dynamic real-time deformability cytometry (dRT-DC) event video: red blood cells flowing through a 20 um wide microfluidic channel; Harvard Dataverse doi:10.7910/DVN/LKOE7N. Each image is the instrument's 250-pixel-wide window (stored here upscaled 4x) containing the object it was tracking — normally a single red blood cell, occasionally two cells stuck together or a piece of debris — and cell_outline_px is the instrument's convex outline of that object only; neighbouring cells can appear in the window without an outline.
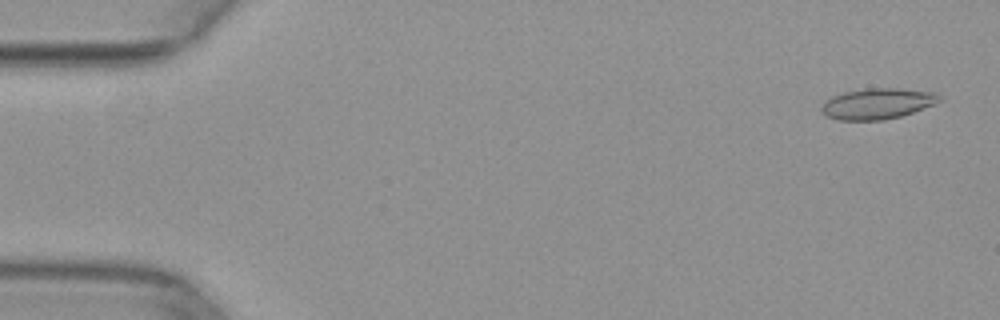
{"species": "common noctule bat (a hibernating species)", "species_latin": "Nyctalus noctula", "temperature_condition": "warm", "stored_images_in_passage": 50, "camera_frame_rate_fps": 3000, "um_per_image_px": 0.085, "animal": {"sex": "female", "body_mass_g": 29.2, "forearm_length_mm": 56.3}, "frame": {"image": 1, "passage_image": 2, "time_ms": 0.333, "image_size_px": [1000, 320], "cell_outline_px": [[944, 100], [936, 104], [900, 116], [884, 120], [836, 120], [824, 116], [820, 108], [832, 96], [844, 92], [868, 88], [896, 88], [936, 92]], "centroid_in_image_um": [74.61, 8.81], "position_along_channel_um": 10.4, "area_um2": 21.27}}
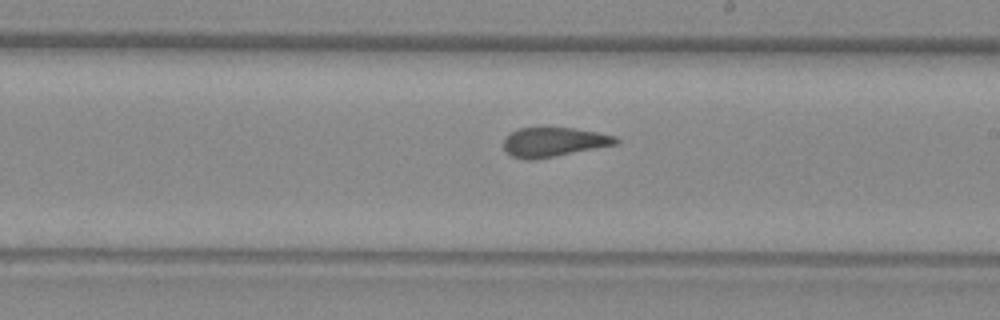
{"frame": {"image": 2, "passage_image": 29, "time_ms": 9.333, "image_size_px": [1000, 320], "cell_outline_px": [[620, 140], [616, 144], [536, 160], [524, 160], [512, 156], [504, 148], [504, 136], [520, 128], [544, 124], [572, 128], [596, 132], [616, 136]], "centroid_in_image_um": [47.02, 12.03], "position_along_channel_um": 242.0, "area_um2": 19.83}}
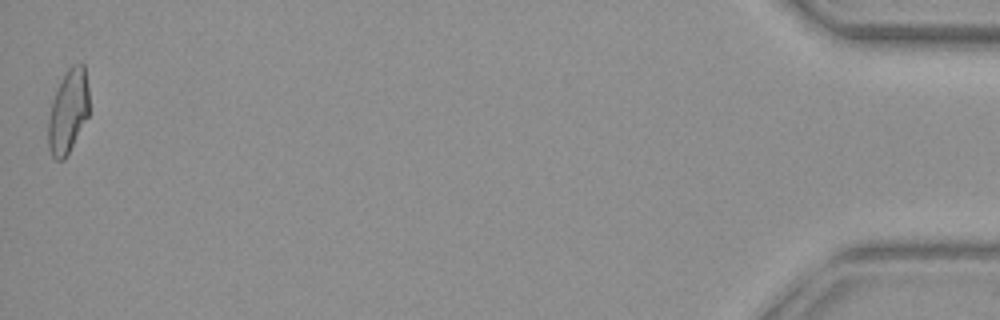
{"frame": {"image": 3, "passage_image": 50, "time_ms": 16.333, "image_size_px": [1000, 320], "cell_outline_px": [[88, 116], [64, 160], [56, 160], [52, 156], [48, 148], [48, 116], [52, 100], [60, 80], [64, 72], [72, 64], [84, 64], [88, 88]], "centroid_in_image_um": [5.77, 9.45], "position_along_channel_um": 429.4, "area_um2": 19.94}}